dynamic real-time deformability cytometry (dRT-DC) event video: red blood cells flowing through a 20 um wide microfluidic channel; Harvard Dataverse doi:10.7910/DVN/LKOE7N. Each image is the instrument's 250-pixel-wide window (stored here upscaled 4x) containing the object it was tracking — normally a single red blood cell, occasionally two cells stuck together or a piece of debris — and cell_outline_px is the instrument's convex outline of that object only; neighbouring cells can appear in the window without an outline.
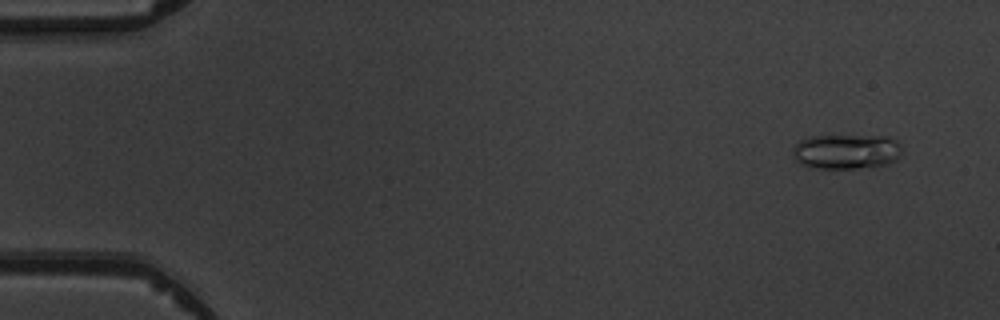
{"species": "common noctule bat (a hibernating species)", "species_latin": "Nyctalus noctula", "temperature_condition": "warm", "stored_images_in_passage": 6, "camera_frame_rate_fps": 3000, "um_per_image_px": 0.085, "animal": {"sex": "male", "body_mass_g": 19.5, "forearm_length_mm": 54.6}, "frame": {"image": 1, "passage_image": 1, "time_ms": 0.0, "image_size_px": [1000, 320], "cell_outline_px": [[900, 152], [896, 160], [888, 164], [856, 168], [808, 168], [800, 164], [796, 160], [792, 152], [792, 148], [800, 140], [808, 136], [892, 136], [900, 144]], "centroid_in_image_um": [71.91, 12.88], "position_along_channel_um": 13.1, "area_um2": 22.37}}